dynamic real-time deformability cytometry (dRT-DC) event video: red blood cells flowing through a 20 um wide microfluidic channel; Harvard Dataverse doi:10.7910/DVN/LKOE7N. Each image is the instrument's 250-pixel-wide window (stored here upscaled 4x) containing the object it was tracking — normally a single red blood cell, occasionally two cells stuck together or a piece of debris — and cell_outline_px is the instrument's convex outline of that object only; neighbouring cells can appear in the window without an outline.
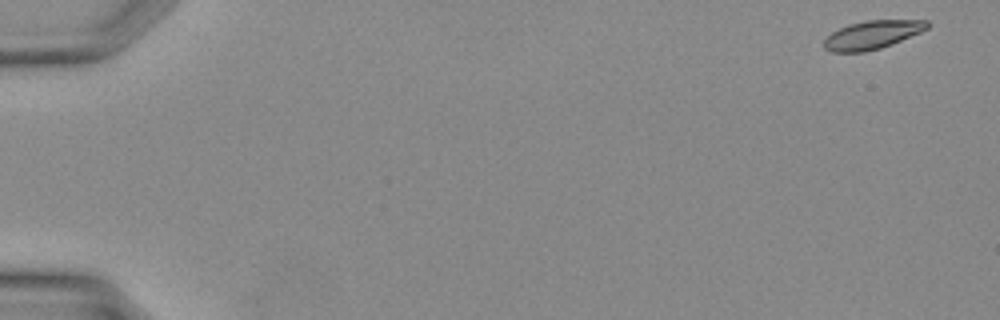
{"species": "Egyptian fruit bat (a non-hibernating species)", "species_latin": "Rousettus aegyptiacus", "temperature_condition": "warm", "stored_images_in_passage": 7, "camera_frame_rate_fps": 3000, "um_per_image_px": 0.085, "animal": {"sex": "female"}, "frame": {"image": 1, "passage_image": 1, "time_ms": 0.0, "image_size_px": [1000, 320], "cell_outline_px": [[928, 28], [920, 32], [892, 44], [880, 48], [864, 52], [832, 52], [824, 48], [824, 40], [832, 32], [848, 24], [864, 20], [928, 20]], "centroid_in_image_um": [74.13, 2.96], "position_along_channel_um": 10.9, "area_um2": 16.99}}